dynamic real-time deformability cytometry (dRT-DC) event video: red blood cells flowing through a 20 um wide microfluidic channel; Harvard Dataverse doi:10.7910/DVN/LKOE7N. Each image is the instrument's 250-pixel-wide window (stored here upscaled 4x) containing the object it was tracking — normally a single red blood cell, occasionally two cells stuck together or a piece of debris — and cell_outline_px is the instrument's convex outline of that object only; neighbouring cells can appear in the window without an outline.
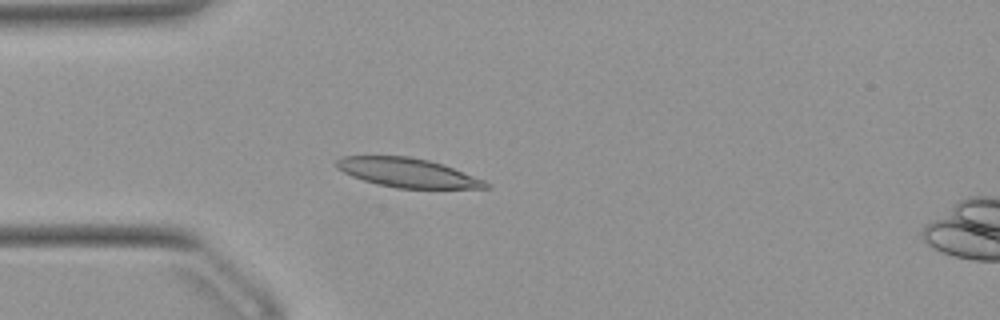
{"species": "Egyptian fruit bat (a non-hibernating species)", "species_latin": "Rousettus aegyptiacus", "temperature_condition": "warm", "stored_images_in_passage": 52, "camera_frame_rate_fps": 3000, "um_per_image_px": 0.085, "animal": {"sex": "female"}, "frame": {"image": 1, "passage_image": 14, "time_ms": 4.333, "image_size_px": [1000, 320], "cell_outline_px": [[492, 188], [396, 188], [376, 184], [352, 176], [336, 168], [336, 160], [340, 156], [408, 156], [428, 160], [444, 164], [484, 180]], "centroid_in_image_um": [34.62, 14.67], "position_along_channel_um": 50.4, "area_um2": 25.26}}
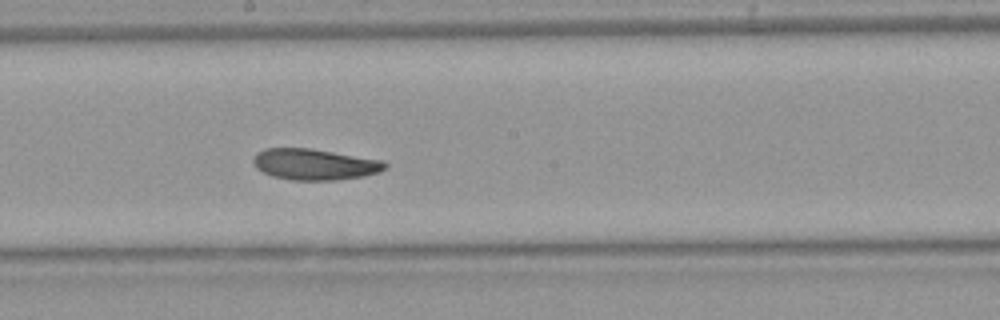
{"frame": {"image": 2, "passage_image": 28, "time_ms": 9.0, "image_size_px": [1000, 320], "cell_outline_px": [[388, 168], [380, 172], [364, 176], [336, 180], [292, 180], [272, 176], [256, 168], [252, 160], [256, 152], [264, 148], [312, 148], [384, 160], [388, 164]], "centroid_in_image_um": [26.77, 13.96], "position_along_channel_um": 221.4, "area_um2": 24.22}}
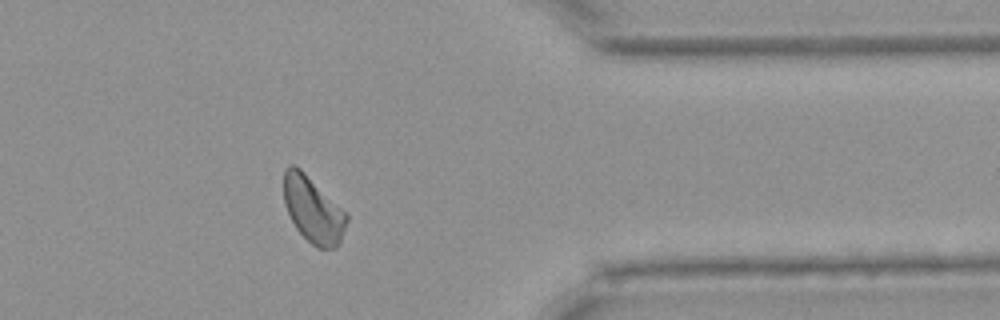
{"frame": {"image": 3, "passage_image": 42, "time_ms": 13.667, "image_size_px": [1000, 320], "cell_outline_px": [[348, 220], [340, 240], [336, 248], [316, 248], [296, 228], [284, 204], [284, 168], [288, 164], [292, 164], [300, 168], [348, 216]], "centroid_in_image_um": [26.57, 17.82], "position_along_channel_um": 384.8, "area_um2": 23.58}, "authors_computed_cell_mechanics": {"area_um2": 24.2471, "velocity_mm_per_s": 3.8838, "shape_relaxation_time_tau1_ms": 8.648, "shape_relaxation_time_tau2_ms": 4.0323, "deformation_change_tau1": 0.1868, "deformation_change_tau2": 0.0908}}